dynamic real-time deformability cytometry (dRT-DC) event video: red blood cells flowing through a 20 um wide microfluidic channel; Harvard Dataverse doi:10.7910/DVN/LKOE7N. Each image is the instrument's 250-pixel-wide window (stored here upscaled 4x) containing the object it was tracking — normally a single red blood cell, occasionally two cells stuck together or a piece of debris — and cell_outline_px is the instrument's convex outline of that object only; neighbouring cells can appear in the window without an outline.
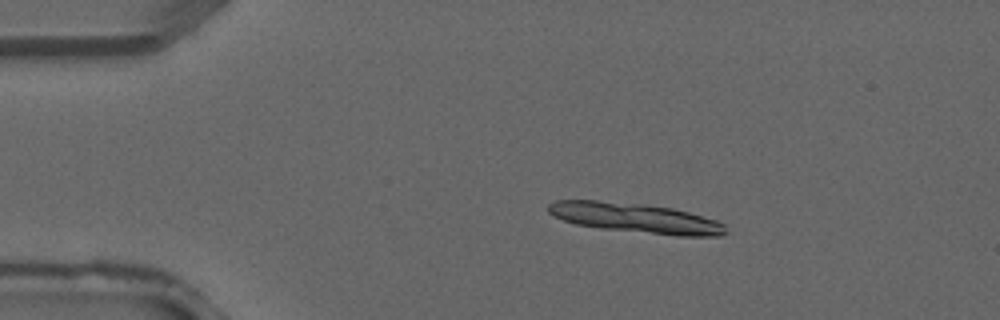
{"species": "common noctule bat (a hibernating species)", "species_latin": "Nyctalus noctula", "temperature_condition": "warm", "stored_images_in_passage": 4, "camera_frame_rate_fps": 3000, "um_per_image_px": 0.085, "animal": {"sex": "male", "forearm_length_mm": 52.5}, "frame": {"image": 1, "passage_image": 3, "time_ms": 0.667, "image_size_px": [1000, 320], "cell_outline_px": [[728, 232], [724, 236], [676, 236], [600, 228], [576, 224], [564, 220], [548, 212], [548, 204], [556, 200], [596, 200], [640, 204], [672, 208], [688, 212], [716, 220], [724, 224]], "centroid_in_image_um": [54.06, 18.54], "position_along_channel_um": 30.9, "area_um2": 30.69}}